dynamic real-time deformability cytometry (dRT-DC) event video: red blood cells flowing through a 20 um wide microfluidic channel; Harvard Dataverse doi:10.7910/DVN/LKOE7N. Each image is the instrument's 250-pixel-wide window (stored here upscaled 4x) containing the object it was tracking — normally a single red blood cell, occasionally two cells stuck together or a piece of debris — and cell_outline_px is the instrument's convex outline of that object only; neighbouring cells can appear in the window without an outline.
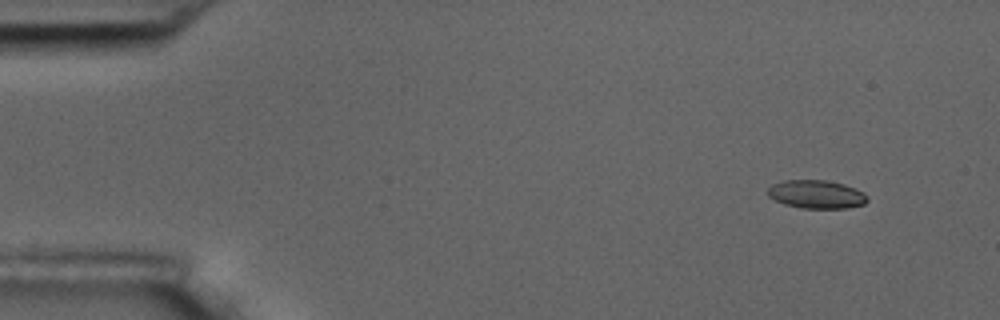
{"species": "common noctule bat (a hibernating species)", "species_latin": "Nyctalus noctula", "temperature_condition": "room temperature", "stored_images_in_passage": 5, "camera_frame_rate_fps": 3000, "um_per_image_px": 0.085, "animal": {"sex": "male", "body_mass_g": 17.5, "forearm_length_mm": 52.3}, "frame": {"image": 1, "passage_image": 1, "time_ms": 0.0, "image_size_px": [1000, 320], "cell_outline_px": [[868, 200], [864, 204], [848, 208], [800, 208], [784, 204], [768, 196], [768, 188], [772, 184], [784, 180], [824, 180], [844, 184], [856, 188], [864, 192], [868, 196]], "centroid_in_image_um": [69.42, 16.51], "position_along_channel_um": 15.6, "area_um2": 16.53}}